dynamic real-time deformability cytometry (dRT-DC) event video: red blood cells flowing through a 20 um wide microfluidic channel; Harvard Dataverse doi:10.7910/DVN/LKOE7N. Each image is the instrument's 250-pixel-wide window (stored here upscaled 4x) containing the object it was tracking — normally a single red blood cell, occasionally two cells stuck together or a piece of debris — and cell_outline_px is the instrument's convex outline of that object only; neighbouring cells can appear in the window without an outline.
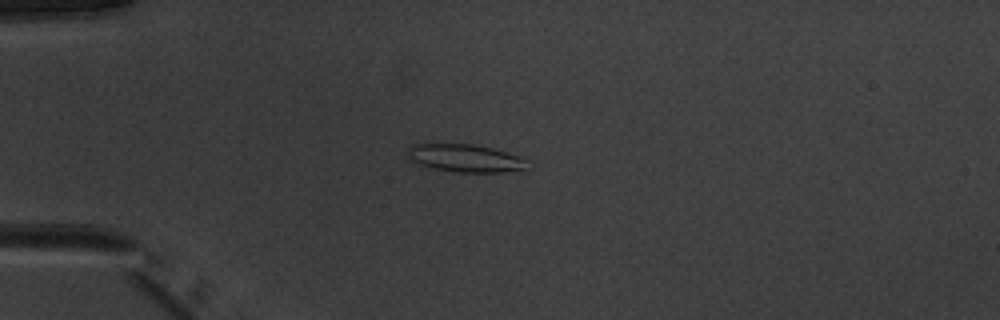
{"species": "common noctule bat (a hibernating species)", "species_latin": "Nyctalus noctula", "temperature_condition": "warm", "stored_images_in_passage": 38, "camera_frame_rate_fps": 3000, "um_per_image_px": 0.085, "animal": {"sex": "male", "body_mass_g": 20.1, "forearm_length_mm": 53.5}, "frame": {"image": 1, "passage_image": 1, "time_ms": 0.0, "image_size_px": [1000, 320], "cell_outline_px": [[528, 168], [500, 172], [456, 172], [432, 168], [420, 164], [412, 160], [408, 156], [408, 148], [412, 144], [424, 140], [472, 144], [492, 148], [528, 160]], "centroid_in_image_um": [39.43, 13.39], "position_along_channel_um": 45.6, "area_um2": 19.94}}
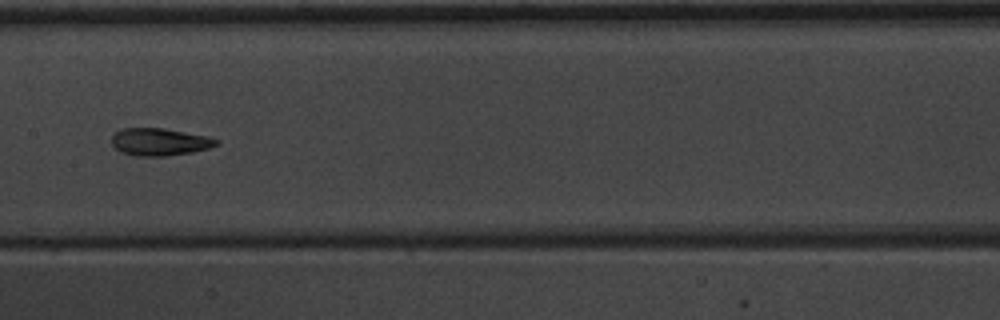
{"frame": {"image": 2, "passage_image": 14, "time_ms": 4.333, "image_size_px": [1000, 320], "cell_outline_px": [[220, 144], [208, 148], [192, 152], [164, 156], [136, 156], [120, 152], [112, 144], [112, 136], [116, 132], [124, 128], [164, 128], [208, 136], [220, 140]], "centroid_in_image_um": [13.59, 12.06], "position_along_channel_um": 193.8, "area_um2": 16.76}}
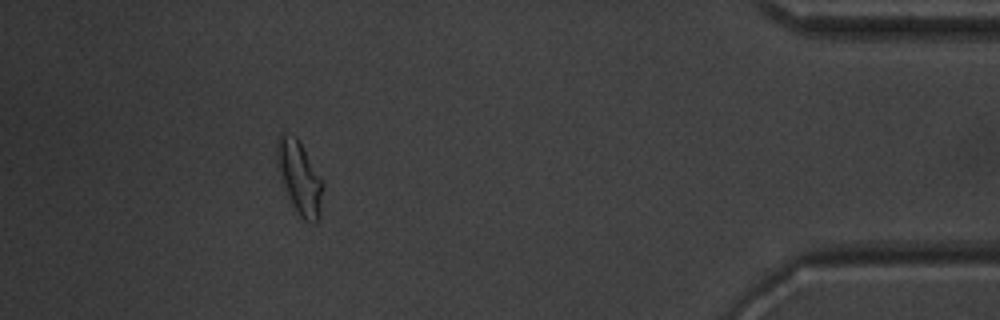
{"frame": {"image": 3, "passage_image": 34, "time_ms": 11.0, "image_size_px": [1000, 320], "cell_outline_px": [[324, 184], [320, 216], [316, 224], [312, 224], [304, 220], [300, 216], [292, 204], [280, 180], [276, 164], [276, 144], [280, 136], [284, 132], [296, 136], [300, 140], [324, 180]], "centroid_in_image_um": [25.48, 15.08], "position_along_channel_um": 409.7, "area_um2": 20.23}, "authors_computed_cell_mechanics": {"area_um2": 16.9932, "velocity_mm_per_s": 3.966, "shape_relaxation_time_tau1_ms": 5.1683, "shape_relaxation_time_tau2_ms": 2.4653, "deformation_change_tau1": 0.2004, "deformation_change_tau2": 0.1058}}